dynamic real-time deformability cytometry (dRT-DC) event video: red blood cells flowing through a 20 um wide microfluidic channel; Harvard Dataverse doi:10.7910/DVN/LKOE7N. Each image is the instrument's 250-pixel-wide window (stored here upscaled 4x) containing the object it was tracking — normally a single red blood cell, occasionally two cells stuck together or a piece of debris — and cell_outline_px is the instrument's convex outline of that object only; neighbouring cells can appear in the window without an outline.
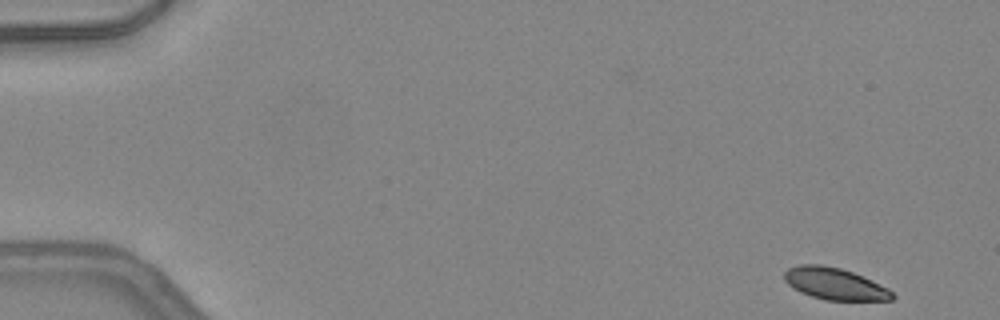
{"species": "common noctule bat (a hibernating species)", "species_latin": "Nyctalus noctula", "temperature_condition": "warm", "stored_images_in_passage": 48, "camera_frame_rate_fps": 3000, "um_per_image_px": 0.085, "animal": {"sex": "female", "body_mass_g": 24.6, "forearm_length_mm": 56.2}, "frame": {"image": 1, "passage_image": 1, "time_ms": 0.0, "image_size_px": [1000, 320], "cell_outline_px": [[896, 296], [892, 300], [824, 300], [800, 292], [792, 288], [784, 280], [784, 272], [788, 268], [800, 264], [820, 264], [840, 268], [864, 276], [888, 288]], "centroid_in_image_um": [70.94, 24.12], "position_along_channel_um": 14.1, "area_um2": 20.11}}
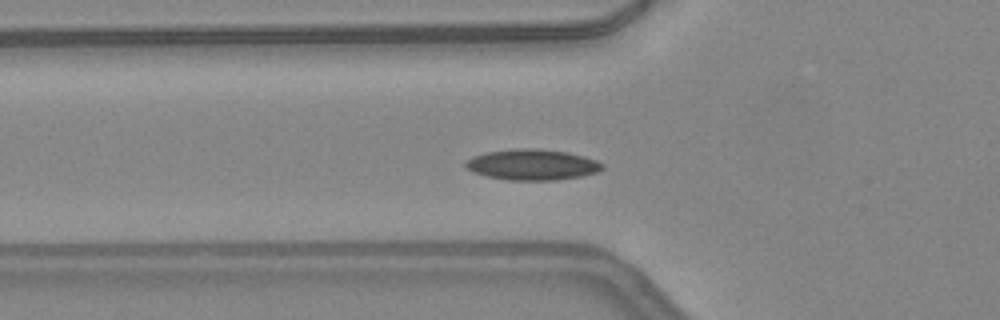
{"frame": {"image": 2, "passage_image": 16, "time_ms": 5.0, "image_size_px": [1000, 320], "cell_outline_px": [[604, 168], [596, 172], [580, 176], [556, 180], [508, 180], [488, 176], [472, 172], [464, 164], [472, 156], [488, 152], [520, 148], [532, 148], [568, 152], [584, 156], [596, 160], [604, 164]], "centroid_in_image_um": [45.26, 13.99], "position_along_channel_um": 80.5, "area_um2": 24.33}}
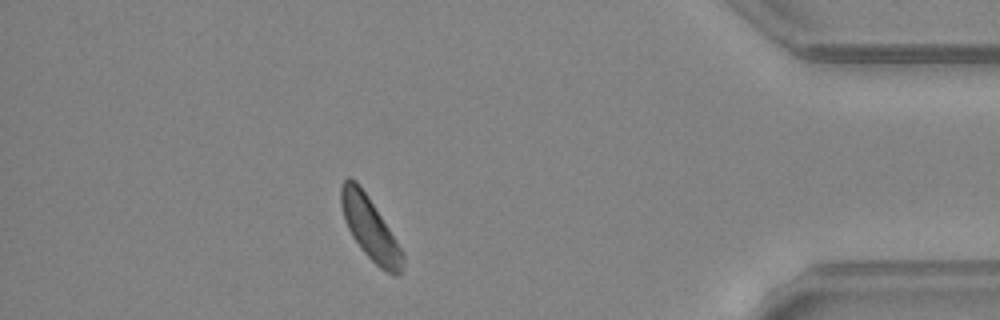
{"frame": {"image": 3, "passage_image": 42, "time_ms": 13.667, "image_size_px": [1000, 320], "cell_outline_px": [[404, 260], [400, 276], [396, 276], [380, 268], [360, 248], [352, 236], [344, 220], [340, 204], [340, 184], [348, 176], [356, 180], [360, 184], [368, 196], [404, 252]], "centroid_in_image_um": [31.43, 19.38], "position_along_channel_um": 403.8, "area_um2": 22.54}}